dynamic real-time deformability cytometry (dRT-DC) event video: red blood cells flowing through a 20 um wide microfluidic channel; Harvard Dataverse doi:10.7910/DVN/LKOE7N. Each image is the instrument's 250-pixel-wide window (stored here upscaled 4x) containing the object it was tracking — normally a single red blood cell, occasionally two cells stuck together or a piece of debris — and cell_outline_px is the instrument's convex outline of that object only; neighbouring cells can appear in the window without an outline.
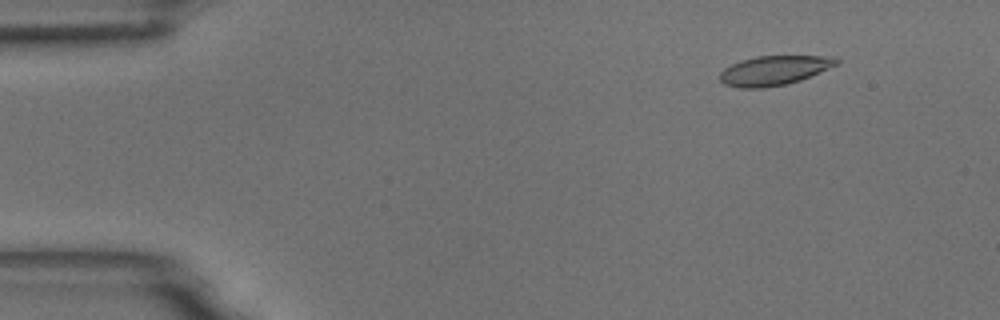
{"species": "common noctule bat (a hibernating species)", "species_latin": "Nyctalus noctula", "temperature_condition": "room temperature", "stored_images_in_passage": 5, "camera_frame_rate_fps": 3000, "um_per_image_px": 0.085, "animal": {"sex": "male", "body_mass_g": 18.8}, "frame": {"image": 1, "passage_image": 1, "time_ms": 0.0, "image_size_px": [1000, 320], "cell_outline_px": [[840, 64], [800, 80], [788, 84], [764, 88], [740, 88], [724, 84], [720, 80], [720, 72], [724, 68], [740, 60], [756, 56], [836, 56], [840, 60]], "centroid_in_image_um": [65.83, 5.98], "position_along_channel_um": 19.2, "area_um2": 20.23}}
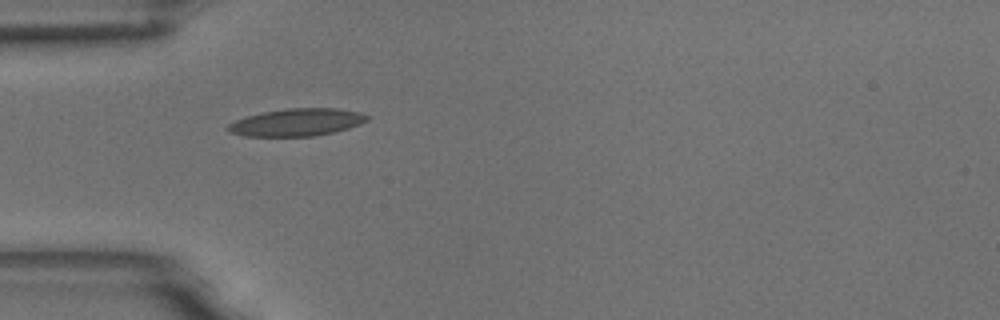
{"frame": {"image": 2, "passage_image": 4, "time_ms": 1.0, "image_size_px": [1000, 320], "cell_outline_px": [[368, 120], [360, 124], [348, 128], [332, 132], [312, 136], [244, 136], [228, 132], [224, 128], [228, 124], [244, 116], [264, 112], [288, 108], [336, 108], [356, 112], [368, 116]], "centroid_in_image_um": [25.15, 10.4], "position_along_channel_um": 59.8, "area_um2": 22.14}}